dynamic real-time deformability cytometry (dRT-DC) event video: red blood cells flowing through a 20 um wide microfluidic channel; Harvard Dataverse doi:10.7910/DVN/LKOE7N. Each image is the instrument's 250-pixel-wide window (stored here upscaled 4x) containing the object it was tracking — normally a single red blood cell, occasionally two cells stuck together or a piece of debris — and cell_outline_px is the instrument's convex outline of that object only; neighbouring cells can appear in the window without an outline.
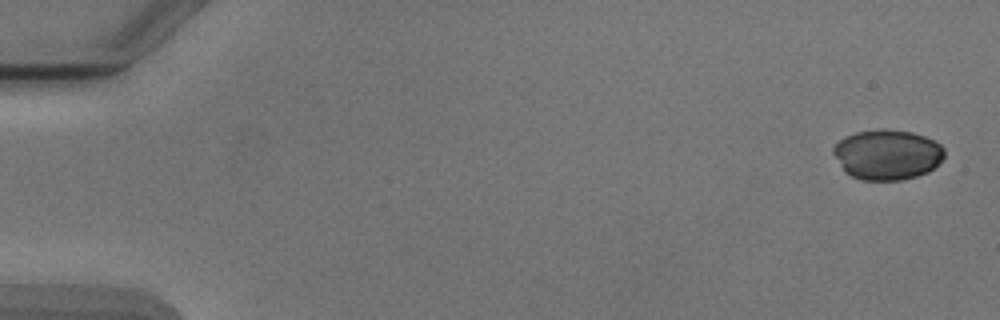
{"species": "Egyptian fruit bat (a non-hibernating species)", "species_latin": "Rousettus aegyptiacus", "temperature_condition": "cold", "stored_images_in_passage": 7, "camera_frame_rate_fps": 3000, "um_per_image_px": 0.085, "animal": {"sex": "male"}, "frame": {"image": 1, "passage_image": 1, "time_ms": 0.0, "image_size_px": [1000, 320], "cell_outline_px": [[944, 156], [928, 172], [916, 176], [900, 180], [860, 180], [844, 172], [832, 152], [832, 148], [844, 136], [856, 132], [880, 128], [912, 132], [924, 136], [940, 144], [944, 148]], "centroid_in_image_um": [75.38, 13.13], "position_along_channel_um": 9.6, "area_um2": 32.48}}